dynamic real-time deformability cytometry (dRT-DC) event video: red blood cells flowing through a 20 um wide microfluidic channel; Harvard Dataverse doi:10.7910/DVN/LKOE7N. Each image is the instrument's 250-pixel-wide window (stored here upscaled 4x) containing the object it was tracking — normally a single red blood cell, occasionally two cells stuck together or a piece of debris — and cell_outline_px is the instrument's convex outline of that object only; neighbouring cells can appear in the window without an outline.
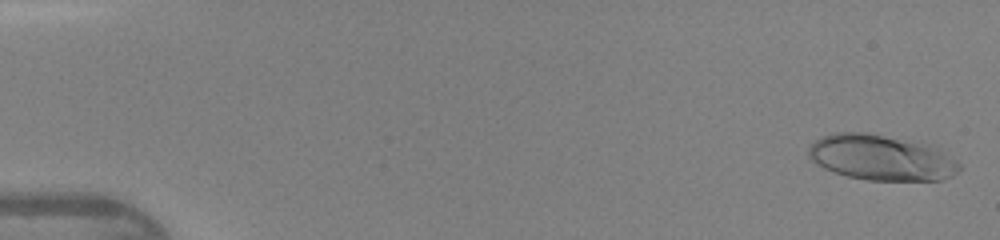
{"species": "human", "species_latin": "Homo sapiens", "temperature_condition": "warm", "stored_images_in_passage": 46, "camera_frame_rate_fps": 3000, "um_per_image_px": 0.085, "donor": {"sex": "female"}, "frame": {"image": 1, "passage_image": 1, "time_ms": 0.0, "image_size_px": [1000, 240], "cell_outline_px": [[960, 168], [952, 176], [940, 180], [868, 180], [848, 176], [824, 168], [812, 160], [808, 156], [808, 148], [820, 136], [836, 132], [868, 132], [924, 140], [932, 144], [956, 160], [960, 164]], "centroid_in_image_um": [74.95, 13.35], "position_along_channel_um": 10.0, "area_um2": 40.75}}
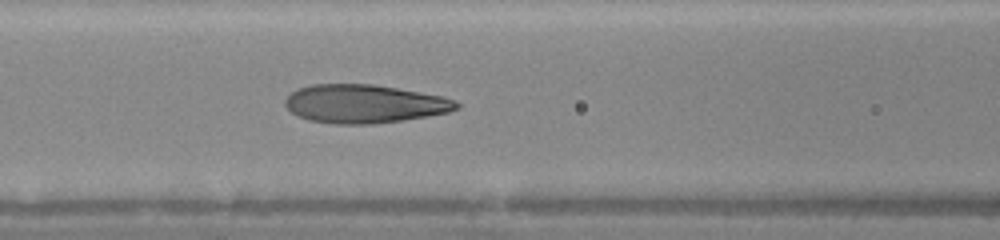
{"frame": {"image": 2, "passage_image": 20, "time_ms": 6.333, "image_size_px": [1000, 240], "cell_outline_px": [[460, 108], [448, 112], [428, 116], [404, 120], [372, 124], [332, 124], [308, 120], [292, 112], [284, 104], [284, 100], [292, 92], [300, 88], [312, 84], [372, 84], [444, 96], [460, 104]], "centroid_in_image_um": [30.98, 8.83], "position_along_channel_um": 135.6, "area_um2": 38.32}}
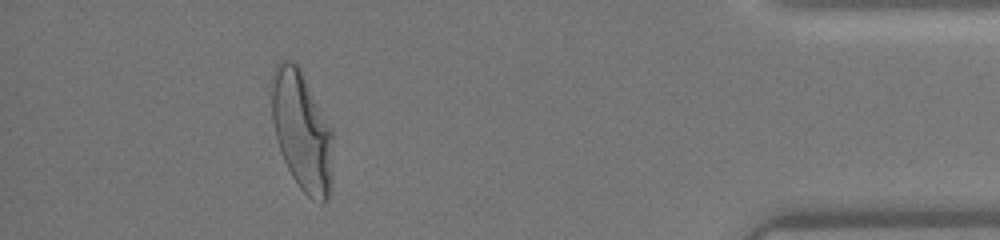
{"frame": {"image": 3, "passage_image": 42, "time_ms": 13.667, "image_size_px": [1000, 240], "cell_outline_px": [[332, 140], [328, 200], [324, 204], [320, 204], [312, 200], [300, 188], [292, 176], [280, 152], [276, 140], [272, 120], [272, 72], [276, 64], [280, 60], [296, 60], [332, 128]], "centroid_in_image_um": [25.63, 11.09], "position_along_channel_um": 409.6, "area_um2": 42.71}, "authors_computed_cell_mechanics": {"area_um2": 38.5237, "velocity_mm_per_s": 4.3553, "shape_relaxation_time_tau1_ms": 5.3917, "shape_relaxation_time_tau2_ms": 0.7791, "deformation_change_tau1": 0.258, "deformation_change_tau2": 0.0879}}